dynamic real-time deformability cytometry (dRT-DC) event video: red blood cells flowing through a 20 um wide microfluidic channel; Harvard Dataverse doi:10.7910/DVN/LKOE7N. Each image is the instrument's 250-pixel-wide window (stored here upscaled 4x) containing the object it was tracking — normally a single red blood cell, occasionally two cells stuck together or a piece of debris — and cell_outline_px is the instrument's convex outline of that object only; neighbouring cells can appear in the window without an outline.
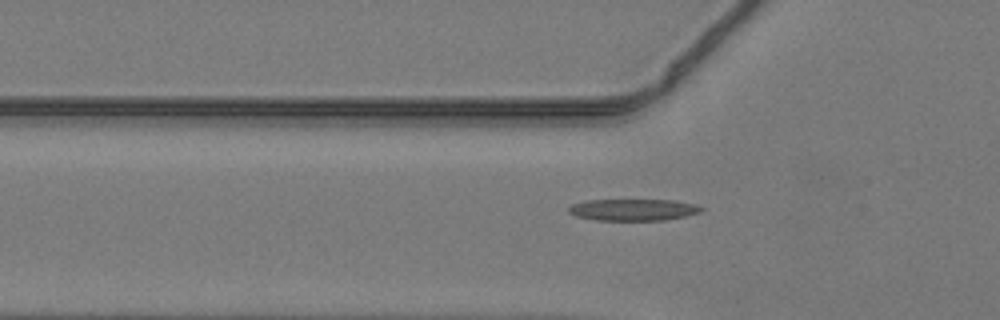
{"species": "common noctule bat (a hibernating species)", "species_latin": "Nyctalus noctula", "temperature_condition": "warm", "stored_images_in_passage": 27, "camera_frame_rate_fps": 3000, "um_per_image_px": 0.085, "animal": {"sex": "male", "body_mass_g": 19.2, "forearm_length_mm": 51.8}, "frame": {"image": 1, "passage_image": 6, "time_ms": 1.667, "image_size_px": [1000, 320], "cell_outline_px": [[704, 208], [700, 212], [684, 216], [664, 220], [596, 220], [576, 216], [568, 212], [568, 208], [572, 204], [584, 200], [672, 200], [696, 204]], "centroid_in_image_um": [53.8, 17.82], "position_along_channel_um": 72.0, "area_um2": 16.7}}
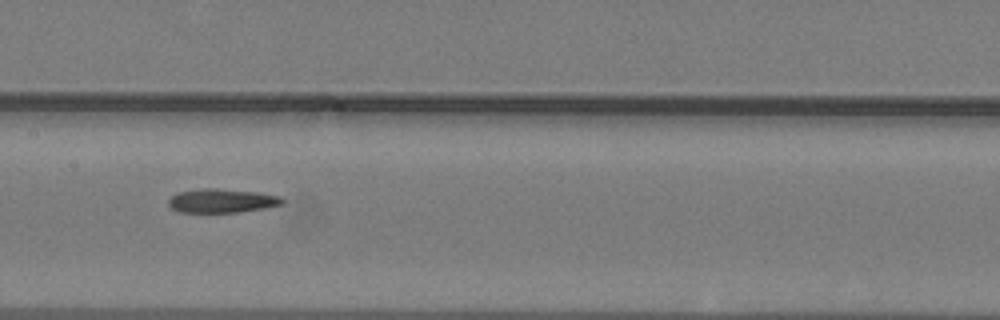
{"frame": {"image": 2, "passage_image": 14, "time_ms": 4.333, "image_size_px": [1000, 320], "cell_outline_px": [[284, 204], [264, 208], [236, 212], [176, 212], [168, 204], [168, 200], [172, 196], [180, 192], [204, 188], [216, 188], [260, 192], [280, 196], [284, 200]], "centroid_in_image_um": [18.88, 17.06], "position_along_channel_um": 188.5, "area_um2": 15.84}}
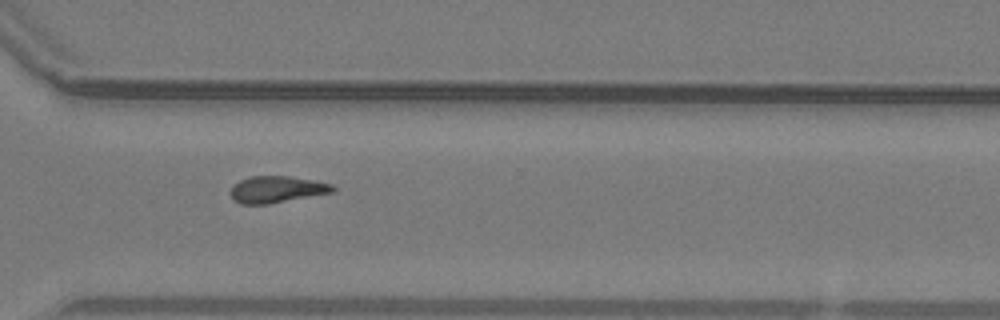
{"frame": {"image": 3, "passage_image": 25, "time_ms": 8.0, "image_size_px": [1000, 320], "cell_outline_px": [[336, 192], [268, 204], [240, 204], [232, 200], [232, 184], [248, 176], [288, 176], [316, 180], [332, 184], [336, 188]], "centroid_in_image_um": [23.55, 16.09], "position_along_channel_um": 347.0, "area_um2": 16.13}}